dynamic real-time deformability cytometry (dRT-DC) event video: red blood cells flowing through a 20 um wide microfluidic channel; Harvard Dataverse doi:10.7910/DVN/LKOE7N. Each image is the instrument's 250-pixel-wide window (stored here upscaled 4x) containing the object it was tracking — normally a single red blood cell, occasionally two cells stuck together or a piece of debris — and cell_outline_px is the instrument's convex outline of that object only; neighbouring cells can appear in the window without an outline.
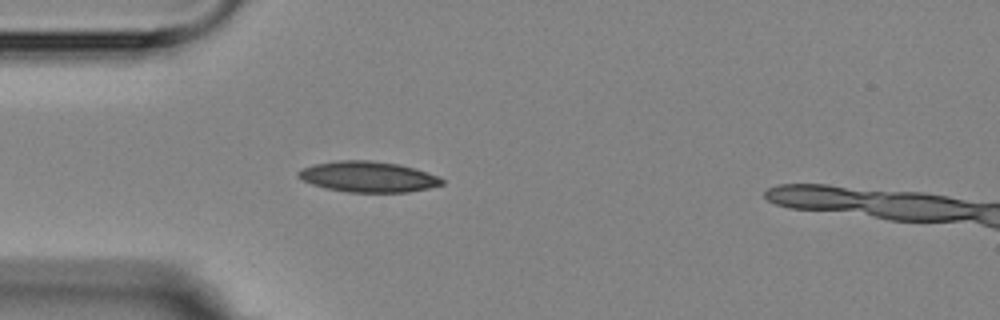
{"species": "Egyptian fruit bat (a non-hibernating species)", "species_latin": "Rousettus aegyptiacus", "temperature_condition": "room temperature", "stored_images_in_passage": 5, "camera_frame_rate_fps": 3000, "um_per_image_px": 0.085, "animal": {"sex": "female"}, "frame": {"image": 1, "passage_image": 4, "time_ms": 3.0, "image_size_px": [1000, 320], "cell_outline_px": [[444, 184], [428, 188], [408, 192], [348, 192], [324, 188], [312, 184], [296, 176], [296, 172], [304, 168], [316, 164], [336, 160], [372, 160], [400, 164], [436, 176], [444, 180]], "centroid_in_image_um": [31.26, 15.02], "position_along_channel_um": 53.7, "area_um2": 25.55}}